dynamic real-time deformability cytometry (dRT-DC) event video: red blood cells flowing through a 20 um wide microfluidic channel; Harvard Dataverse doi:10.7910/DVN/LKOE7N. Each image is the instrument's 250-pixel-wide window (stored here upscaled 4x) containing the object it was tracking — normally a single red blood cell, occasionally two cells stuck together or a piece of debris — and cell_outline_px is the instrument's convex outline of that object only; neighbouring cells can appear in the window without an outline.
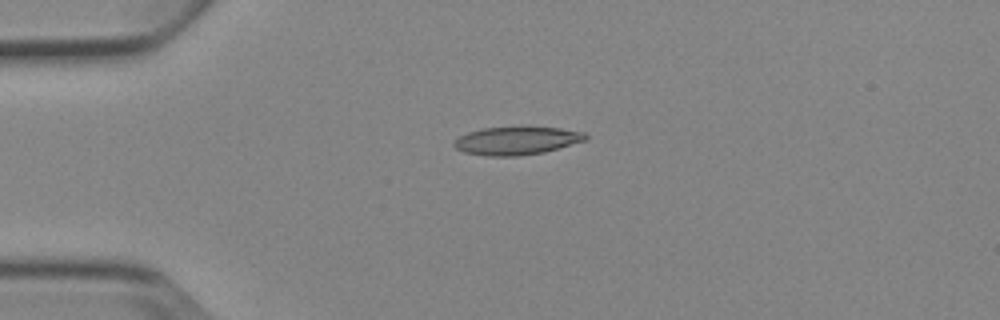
{"species": "Egyptian fruit bat (a non-hibernating species)", "species_latin": "Rousettus aegyptiacus", "temperature_condition": "cold", "stored_images_in_passage": 7, "camera_frame_rate_fps": 3000, "um_per_image_px": 0.085, "animal": {"sex": "female"}, "frame": {"image": 1, "passage_image": 3, "time_ms": 3.0, "image_size_px": [1000, 320], "cell_outline_px": [[588, 140], [544, 152], [520, 156], [484, 156], [464, 152], [456, 148], [452, 144], [460, 136], [468, 132], [484, 128], [524, 124], [560, 128], [584, 132], [588, 136]], "centroid_in_image_um": [43.96, 11.92], "position_along_channel_um": 41.0, "area_um2": 22.37}}
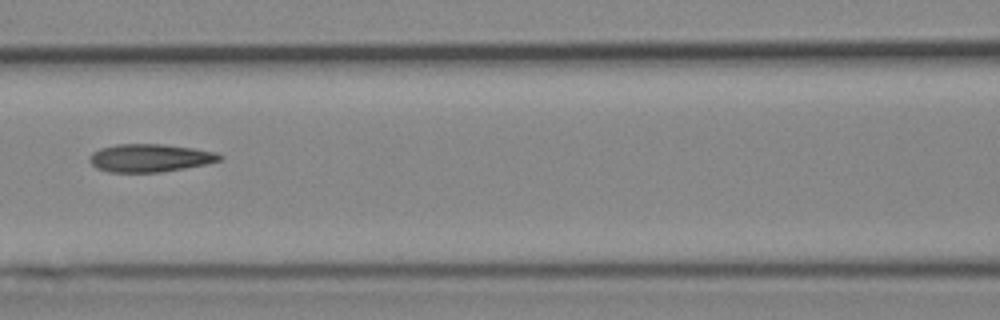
{"frame": {"image": 2, "passage_image": 6, "time_ms": 6.667, "image_size_px": [1000, 320], "cell_outline_px": [[224, 156], [220, 160], [208, 164], [160, 172], [108, 172], [96, 168], [88, 160], [88, 156], [92, 152], [100, 148], [116, 144], [164, 144], [192, 148], [216, 152]], "centroid_in_image_um": [12.72, 13.42], "position_along_channel_um": 153.9, "area_um2": 21.33}}
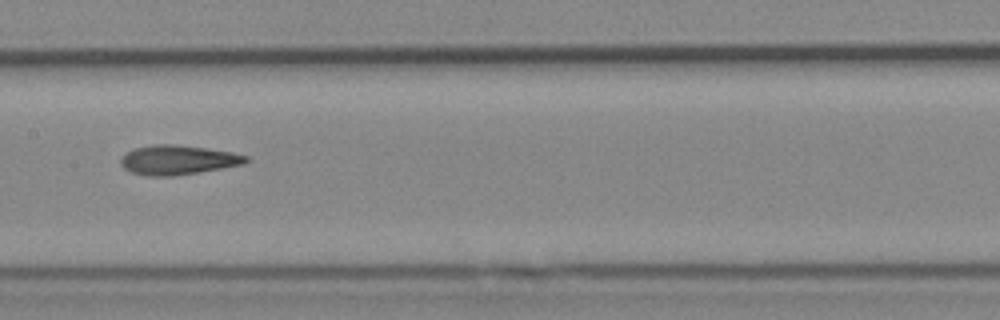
{"frame": {"image": 3, "passage_image": 7, "time_ms": 7.667, "image_size_px": [1000, 320], "cell_outline_px": [[252, 160], [244, 164], [200, 172], [172, 176], [148, 176], [132, 172], [124, 168], [120, 164], [120, 160], [132, 148], [156, 144], [172, 144], [208, 148], [232, 152], [248, 156]], "centroid_in_image_um": [15.16, 13.59], "position_along_channel_um": 192.2, "area_um2": 21.56}}